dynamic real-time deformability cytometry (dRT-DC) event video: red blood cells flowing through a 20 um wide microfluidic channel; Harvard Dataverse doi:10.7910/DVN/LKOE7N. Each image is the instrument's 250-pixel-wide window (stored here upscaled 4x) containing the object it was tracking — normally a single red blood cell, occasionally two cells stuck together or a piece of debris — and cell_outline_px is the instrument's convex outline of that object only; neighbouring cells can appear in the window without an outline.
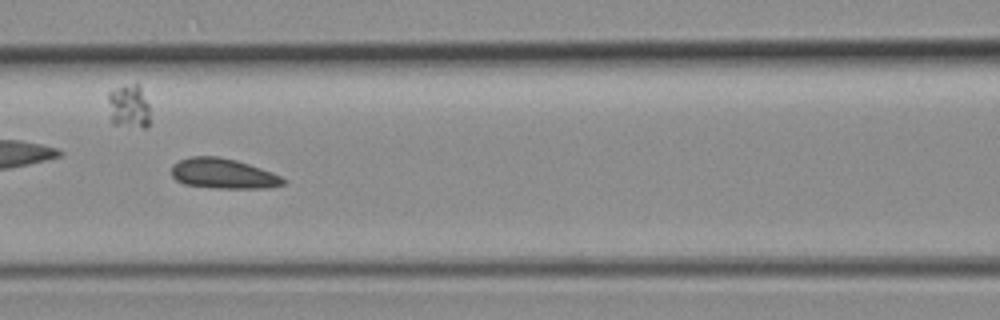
{"species": "common noctule bat (a hibernating species)", "species_latin": "Nyctalus noctula", "temperature_condition": "room temperature", "stored_images_in_passage": 46, "camera_frame_rate_fps": 3000, "um_per_image_px": 0.085, "animal": {"sex": "female", "body_mass_g": 19.3, "forearm_length_mm": 54.1}, "frame": {"image": 1, "passage_image": 20, "time_ms": 6.333, "image_size_px": [1000, 320], "cell_outline_px": [[288, 180], [284, 184], [268, 188], [216, 188], [184, 184], [176, 180], [172, 176], [172, 164], [180, 160], [192, 156], [216, 156], [236, 160], [272, 172]], "centroid_in_image_um": [18.98, 14.76], "position_along_channel_um": 147.6, "area_um2": 19.59}}
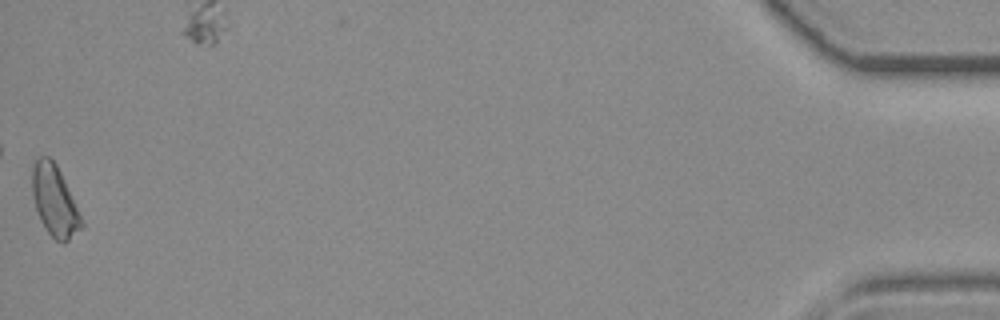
{"frame": {"image": 2, "passage_image": 45, "time_ms": 14.667, "image_size_px": [1000, 320], "cell_outline_px": [[84, 224], [64, 244], [56, 240], [48, 232], [40, 220], [32, 196], [32, 164], [40, 156], [48, 156], [56, 164], [60, 172]], "centroid_in_image_um": [4.6, 17.06], "position_along_channel_um": 430.6, "area_um2": 19.83}}